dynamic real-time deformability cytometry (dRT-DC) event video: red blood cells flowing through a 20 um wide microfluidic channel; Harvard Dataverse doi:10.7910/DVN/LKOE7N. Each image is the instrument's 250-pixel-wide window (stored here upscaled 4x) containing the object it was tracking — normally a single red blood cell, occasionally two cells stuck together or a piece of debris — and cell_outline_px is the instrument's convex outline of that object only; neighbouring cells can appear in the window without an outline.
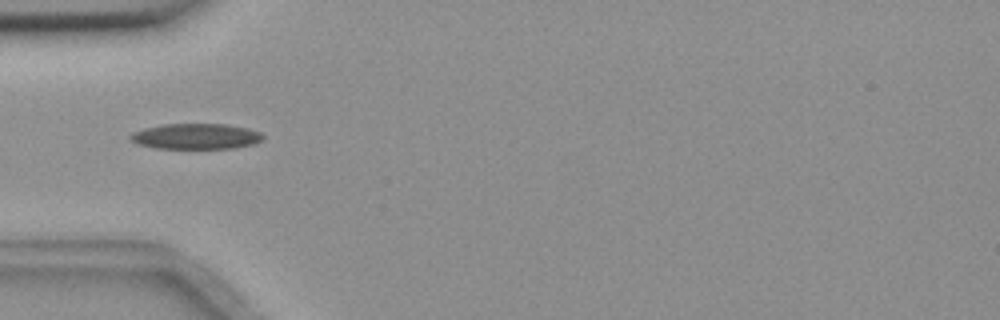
{"species": "common noctule bat (a hibernating species)", "species_latin": "Nyctalus noctula", "temperature_condition": "room temperature", "stored_images_in_passage": 20, "camera_frame_rate_fps": 3000, "um_per_image_px": 0.085, "animal": {"sex": "female", "body_mass_g": 18.4}, "frame": {"image": 1, "passage_image": 4, "time_ms": 1.0, "image_size_px": [1000, 320], "cell_outline_px": [[264, 140], [256, 144], [232, 148], [156, 148], [136, 144], [128, 136], [132, 132], [144, 128], [164, 124], [228, 124], [248, 128], [260, 132], [264, 136]], "centroid_in_image_um": [16.68, 11.59], "position_along_channel_um": 68.3, "area_um2": 19.94}}
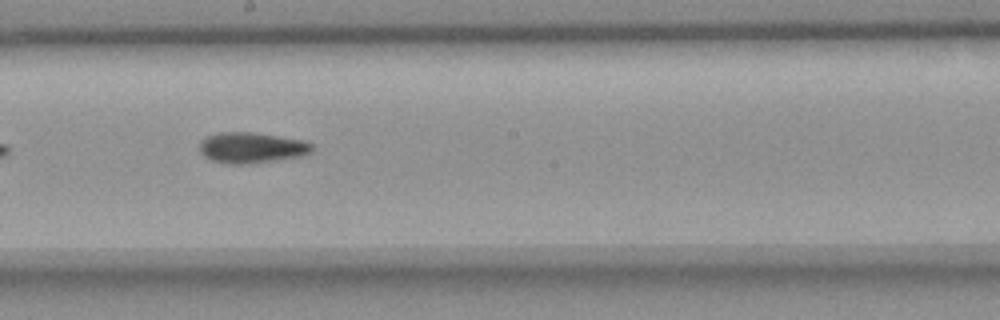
{"frame": {"image": 2, "passage_image": 17, "time_ms": 5.333, "image_size_px": [1000, 320], "cell_outline_px": [[312, 152], [300, 156], [248, 164], [228, 164], [212, 160], [204, 156], [200, 152], [200, 140], [208, 136], [220, 132], [252, 132], [304, 140], [312, 144]], "centroid_in_image_um": [21.37, 12.55], "position_along_channel_um": 226.8, "area_um2": 20.06}}